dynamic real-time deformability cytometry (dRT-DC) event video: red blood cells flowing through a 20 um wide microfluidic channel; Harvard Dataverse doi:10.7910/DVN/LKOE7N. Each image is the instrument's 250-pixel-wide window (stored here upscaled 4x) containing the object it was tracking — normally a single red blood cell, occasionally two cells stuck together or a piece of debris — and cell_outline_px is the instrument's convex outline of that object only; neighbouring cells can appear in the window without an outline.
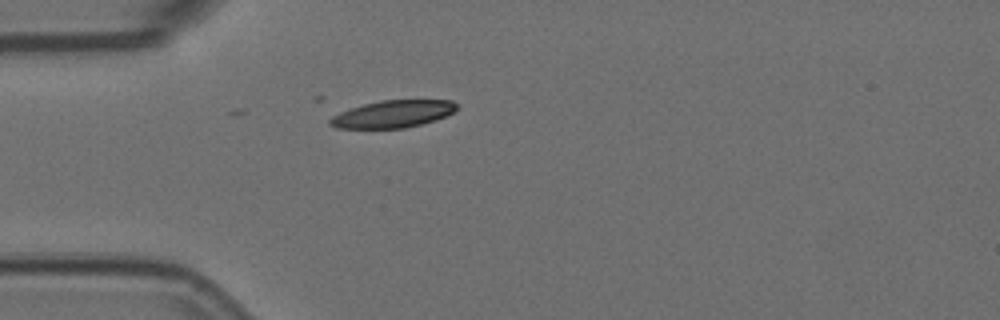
{"species": "Egyptian fruit bat (a non-hibernating species)", "species_latin": "Rousettus aegyptiacus", "temperature_condition": "room temperature", "stored_images_in_passage": 1, "camera_frame_rate_fps": 3000, "um_per_image_px": 0.085, "animal": {"sex": "female"}, "frame": {"image": 1, "passage_image": 1, "time_ms": 0.0, "image_size_px": [1000, 320], "cell_outline_px": [[460, 108], [436, 120], [404, 128], [336, 128], [328, 124], [328, 120], [332, 116], [340, 112], [364, 104], [380, 100], [452, 100], [460, 104]], "centroid_in_image_um": [33.42, 9.68], "position_along_channel_um": 51.6, "area_um2": 20.17}}